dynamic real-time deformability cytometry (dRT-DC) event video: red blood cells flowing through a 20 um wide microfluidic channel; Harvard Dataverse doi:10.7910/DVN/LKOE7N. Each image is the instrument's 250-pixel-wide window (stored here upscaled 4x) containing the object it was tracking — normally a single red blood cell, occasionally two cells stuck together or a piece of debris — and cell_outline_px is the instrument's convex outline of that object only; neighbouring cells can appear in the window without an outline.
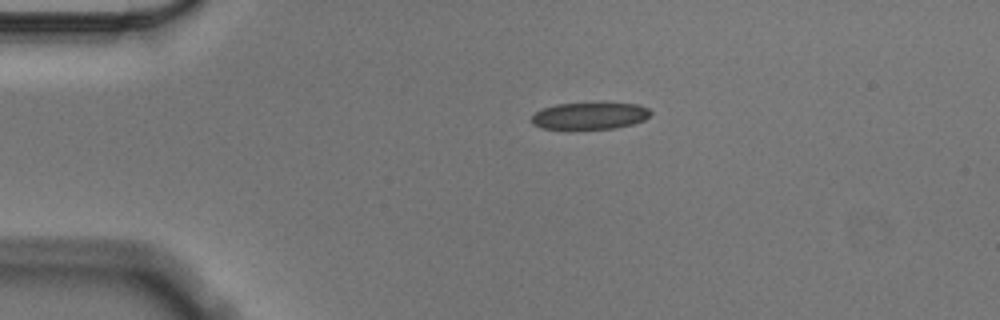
{"species": "Egyptian fruit bat (a non-hibernating species)", "species_latin": "Rousettus aegyptiacus", "temperature_condition": "cold", "stored_images_in_passage": 38, "camera_frame_rate_fps": 3000, "um_per_image_px": 0.085, "animal": {"sex": "male"}, "frame": {"image": 1, "passage_image": 1, "time_ms": 0.0, "image_size_px": [1000, 320], "cell_outline_px": [[652, 112], [644, 120], [632, 124], [616, 128], [540, 128], [532, 124], [532, 116], [536, 112], [544, 108], [556, 104], [636, 104], [648, 108]], "centroid_in_image_um": [50.13, 9.85], "position_along_channel_um": 34.9, "area_um2": 18.09}}
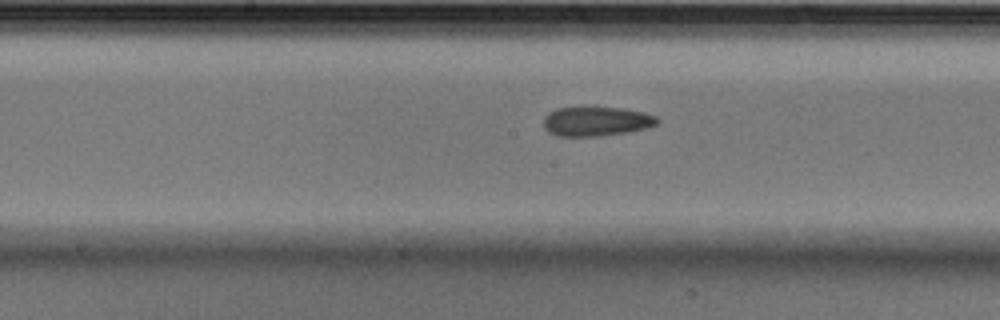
{"frame": {"image": 2, "passage_image": 18, "time_ms": 5.667, "image_size_px": [1000, 320], "cell_outline_px": [[660, 120], [656, 124], [644, 128], [628, 132], [596, 136], [556, 136], [548, 132], [544, 128], [544, 116], [548, 112], [556, 108], [584, 104], [592, 104], [624, 108], [644, 112], [656, 116]], "centroid_in_image_um": [50.63, 10.25], "position_along_channel_um": 197.6, "area_um2": 20.46}}
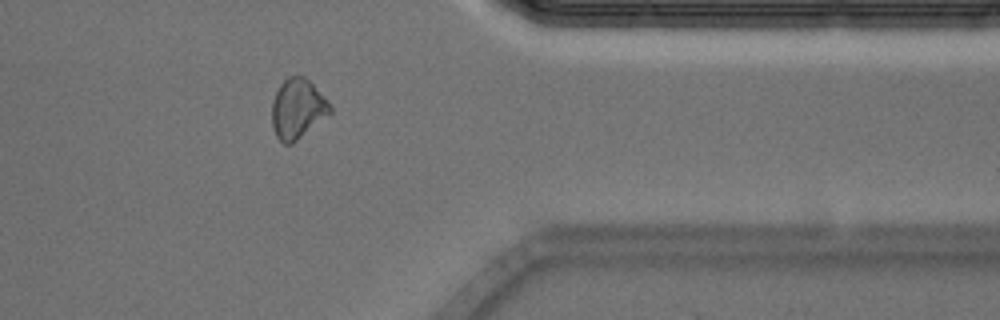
{"frame": {"image": 3, "passage_image": 35, "time_ms": 11.333, "image_size_px": [1000, 320], "cell_outline_px": [[332, 112], [292, 144], [284, 144], [276, 136], [272, 124], [272, 100], [280, 84], [288, 76], [304, 76], [332, 104]], "centroid_in_image_um": [25.29, 9.24], "position_along_channel_um": 386.1, "area_um2": 20.23}, "authors_computed_cell_mechanics": {"area_um2": 19.7676, "velocity_mm_per_s": 3.5511, "shape_relaxation_time_tau1_ms": 7.1757, "shape_relaxation_time_tau2_ms": 6.0766, "deformation_change_tau1": 0.1224, "deformation_change_tau2": 0.1284}}